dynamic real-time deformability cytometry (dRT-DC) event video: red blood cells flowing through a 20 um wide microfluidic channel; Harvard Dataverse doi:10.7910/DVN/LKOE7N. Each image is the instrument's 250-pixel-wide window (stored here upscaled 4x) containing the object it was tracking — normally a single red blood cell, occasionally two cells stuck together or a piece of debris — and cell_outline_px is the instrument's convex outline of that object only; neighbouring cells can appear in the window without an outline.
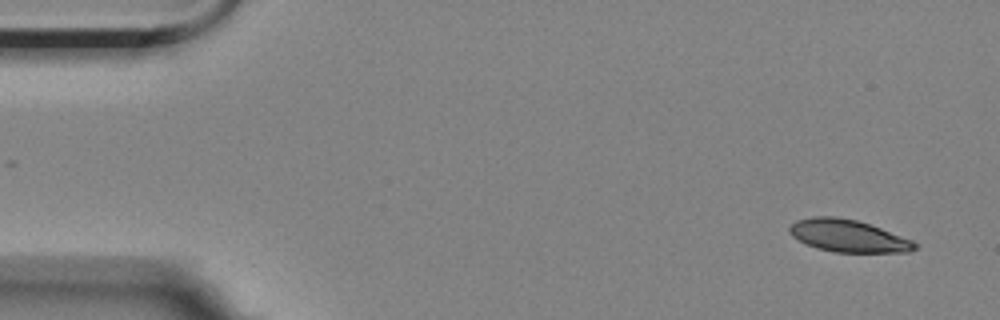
{"species": "Egyptian fruit bat (a non-hibernating species)", "species_latin": "Rousettus aegyptiacus", "temperature_condition": "room temperature", "stored_images_in_passage": 3, "segment_of_instrument_passage": [2, 2], "camera_frame_rate_fps": 3000, "um_per_image_px": 0.085, "animal": {"sex": "female"}, "frame": {"image": 1, "passage_image": 3, "time_ms": 5.333, "image_size_px": [1000, 320], "cell_outline_px": [[920, 244], [916, 248], [908, 252], [832, 252], [816, 248], [792, 236], [788, 232], [788, 228], [796, 220], [812, 216], [836, 216], [856, 220], [880, 228], [912, 240]], "centroid_in_image_um": [72.08, 20.05], "position_along_channel_um": 12.9, "area_um2": 23.52}}